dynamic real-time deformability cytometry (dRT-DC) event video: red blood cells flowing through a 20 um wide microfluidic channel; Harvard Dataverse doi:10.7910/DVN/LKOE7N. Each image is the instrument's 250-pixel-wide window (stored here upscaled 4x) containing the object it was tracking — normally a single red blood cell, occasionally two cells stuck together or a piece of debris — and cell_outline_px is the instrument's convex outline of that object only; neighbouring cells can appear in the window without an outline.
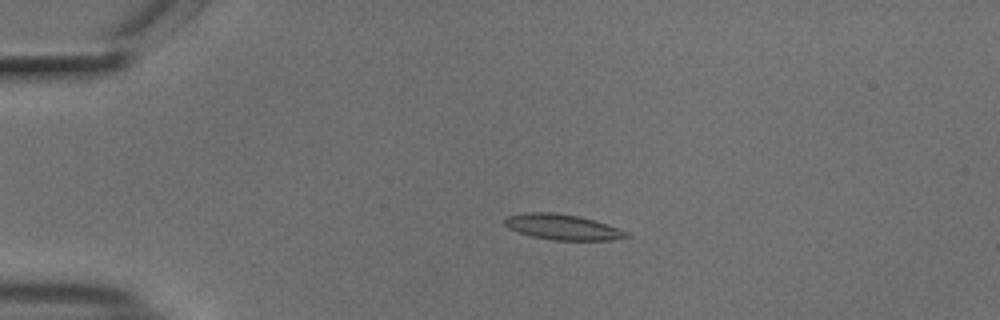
{"species": "common noctule bat (a hibernating species)", "species_latin": "Nyctalus noctula", "temperature_condition": "cold", "stored_images_in_passage": 43, "camera_frame_rate_fps": 3000, "um_per_image_px": 0.085, "animal": {"sex": "male", "body_mass_g": 18.8}, "frame": {"image": 1, "passage_image": 1, "time_ms": 0.0, "image_size_px": [1000, 320], "cell_outline_px": [[632, 236], [612, 240], [552, 240], [532, 236], [508, 228], [504, 224], [504, 220], [508, 216], [524, 212], [556, 212], [580, 216], [608, 224], [628, 232]], "centroid_in_image_um": [47.84, 19.29], "position_along_channel_um": 37.2, "area_um2": 18.21}}
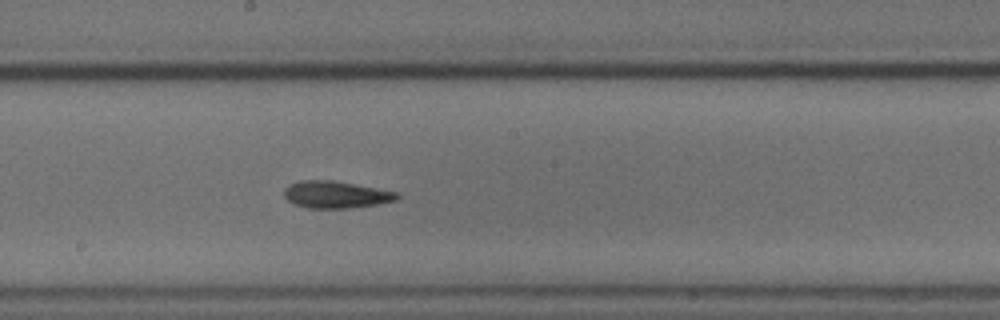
{"frame": {"image": 2, "passage_image": 19, "time_ms": 6.0, "image_size_px": [1000, 320], "cell_outline_px": [[400, 196], [396, 200], [376, 204], [352, 208], [308, 208], [292, 204], [284, 196], [284, 188], [288, 184], [300, 180], [332, 180], [376, 188], [396, 192]], "centroid_in_image_um": [28.49, 16.54], "position_along_channel_um": 219.7, "area_um2": 17.8}}
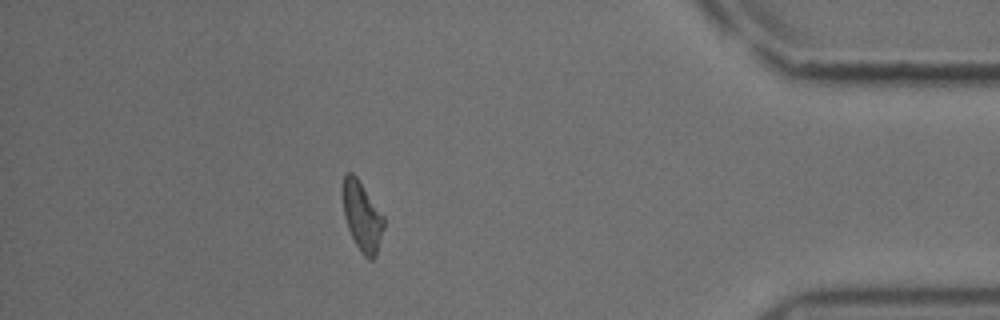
{"frame": {"image": 3, "passage_image": 37, "time_ms": 12.0, "image_size_px": [1000, 320], "cell_outline_px": [[384, 228], [376, 256], [372, 260], [368, 260], [360, 252], [348, 228], [344, 216], [340, 188], [344, 176], [348, 172], [352, 172], [356, 176], [384, 216]], "centroid_in_image_um": [30.75, 18.38], "position_along_channel_um": 404.4, "area_um2": 16.88}, "authors_computed_cell_mechanics": {"area_um2": 17.3978, "velocity_mm_per_s": 3.7319, "shape_relaxation_time_tau1_ms": 6.2337, "shape_relaxation_time_tau2_ms": 4.5178, "deformation_change_tau1": 0.1502, "deformation_change_tau2": 0.1201}}